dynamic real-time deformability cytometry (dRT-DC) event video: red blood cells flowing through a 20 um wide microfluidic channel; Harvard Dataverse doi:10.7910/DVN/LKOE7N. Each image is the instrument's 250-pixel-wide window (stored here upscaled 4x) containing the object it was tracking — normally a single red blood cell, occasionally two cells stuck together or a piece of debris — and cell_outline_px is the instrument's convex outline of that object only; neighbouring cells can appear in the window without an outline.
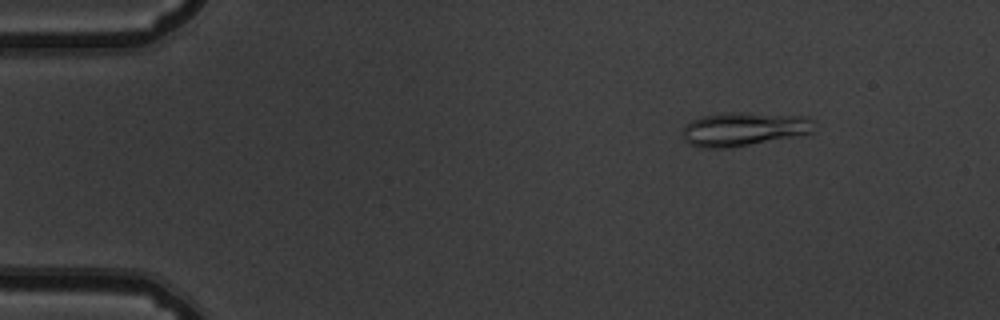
{"species": "common noctule bat (a hibernating species)", "species_latin": "Nyctalus noctula", "temperature_condition": "warm", "stored_images_in_passage": 50, "camera_frame_rate_fps": 3000, "um_per_image_px": 0.085, "animal": {"sex": "male", "body_mass_g": 19.5, "forearm_length_mm": 54.6}, "frame": {"image": 1, "passage_image": 4, "time_ms": 1.0, "image_size_px": [1000, 320], "cell_outline_px": [[812, 132], [732, 148], [700, 148], [688, 144], [684, 140], [684, 128], [692, 120], [704, 116], [728, 112], [736, 112], [808, 116], [812, 120]], "centroid_in_image_um": [63.18, 10.98], "position_along_channel_um": 21.8, "area_um2": 25.55}}
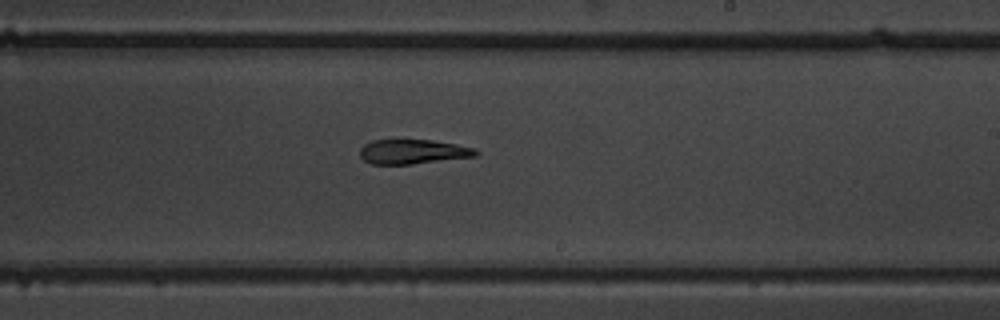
{"frame": {"image": 2, "passage_image": 29, "time_ms": 9.333, "image_size_px": [1000, 320], "cell_outline_px": [[480, 152], [476, 156], [412, 164], [368, 164], [360, 156], [360, 148], [364, 144], [372, 140], [432, 140], [456, 144], [472, 148]], "centroid_in_image_um": [35.06, 12.9], "position_along_channel_um": 253.9, "area_um2": 16.53}}
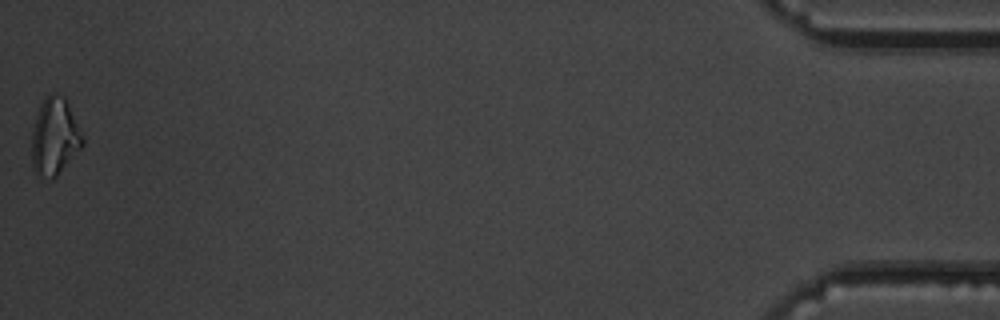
{"frame": {"image": 3, "passage_image": 50, "time_ms": 16.333, "image_size_px": [1000, 320], "cell_outline_px": [[84, 144], [56, 176], [52, 180], [36, 172], [32, 168], [32, 132], [36, 116], [40, 104], [52, 92], [64, 96], [84, 136]], "centroid_in_image_um": [4.65, 11.6], "position_along_channel_um": 430.5, "area_um2": 22.6}, "authors_computed_cell_mechanics": {"area_um2": 18.1203, "velocity_mm_per_s": 3.8313, "shape_relaxation_time_tau1_ms": null, "shape_relaxation_time_tau2_ms": 4.2219, "deformation_change_tau1": null, "deformation_change_tau2": 0.1474}}